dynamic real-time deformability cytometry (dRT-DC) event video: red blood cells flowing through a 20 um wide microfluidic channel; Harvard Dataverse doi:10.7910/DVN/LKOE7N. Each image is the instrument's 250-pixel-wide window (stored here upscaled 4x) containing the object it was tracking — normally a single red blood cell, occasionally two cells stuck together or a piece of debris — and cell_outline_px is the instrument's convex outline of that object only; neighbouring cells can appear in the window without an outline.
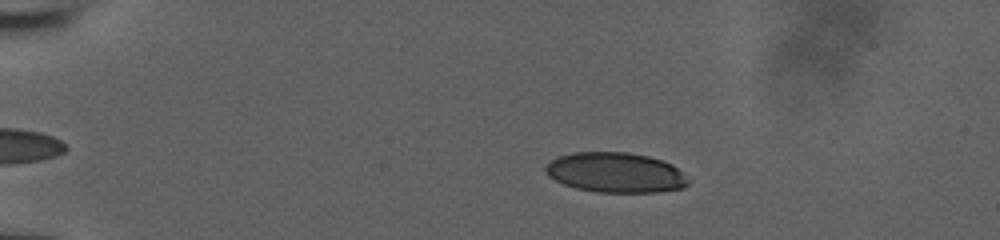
{"species": "human", "species_latin": "Homo sapiens", "temperature_condition": "room temperature", "stored_images_in_passage": 46, "camera_frame_rate_fps": 3000, "um_per_image_px": 0.085, "donor": {"sex": "male"}, "frame": {"image": 1, "passage_image": 6, "time_ms": 1.667, "image_size_px": [1000, 240], "cell_outline_px": [[688, 184], [684, 188], [660, 192], [596, 192], [576, 188], [564, 184], [548, 176], [544, 172], [544, 168], [556, 156], [572, 152], [628, 152], [648, 156], [672, 164], [684, 172], [688, 180]], "centroid_in_image_um": [52.33, 14.66], "position_along_channel_um": 32.7, "area_um2": 33.52}}
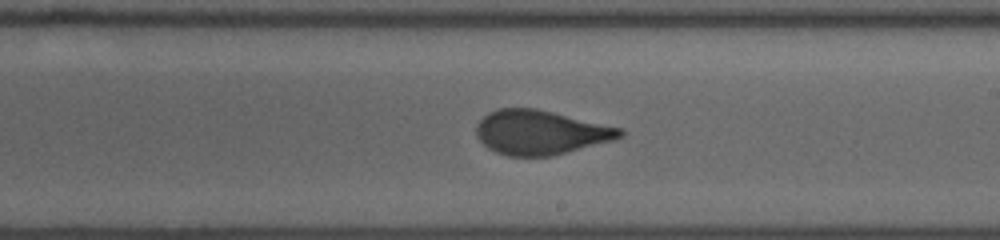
{"frame": {"image": 2, "passage_image": 27, "time_ms": 8.667, "image_size_px": [1000, 240], "cell_outline_px": [[624, 136], [616, 140], [552, 156], [508, 156], [496, 152], [488, 148], [476, 136], [476, 124], [488, 112], [500, 108], [536, 108], [624, 128]], "centroid_in_image_um": [45.98, 11.25], "position_along_channel_um": 243.0, "area_um2": 37.45}}
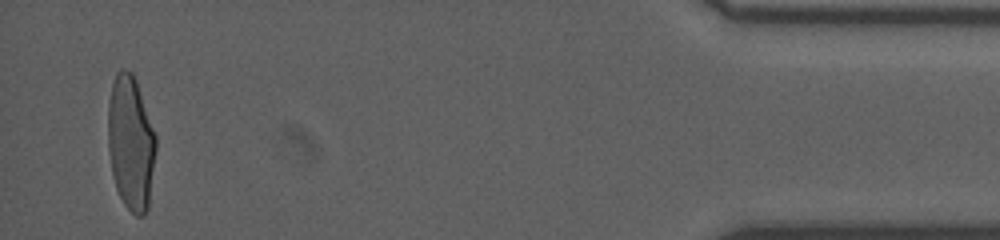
{"frame": {"image": 3, "passage_image": 45, "time_ms": 14.667, "image_size_px": [1000, 240], "cell_outline_px": [[156, 148], [148, 208], [144, 216], [136, 216], [124, 204], [116, 188], [112, 172], [108, 152], [108, 104], [112, 84], [116, 72], [120, 68], [124, 68], [132, 72], [136, 80], [156, 136]], "centroid_in_image_um": [11.11, 12.13], "position_along_channel_um": 424.1, "area_um2": 37.51}}